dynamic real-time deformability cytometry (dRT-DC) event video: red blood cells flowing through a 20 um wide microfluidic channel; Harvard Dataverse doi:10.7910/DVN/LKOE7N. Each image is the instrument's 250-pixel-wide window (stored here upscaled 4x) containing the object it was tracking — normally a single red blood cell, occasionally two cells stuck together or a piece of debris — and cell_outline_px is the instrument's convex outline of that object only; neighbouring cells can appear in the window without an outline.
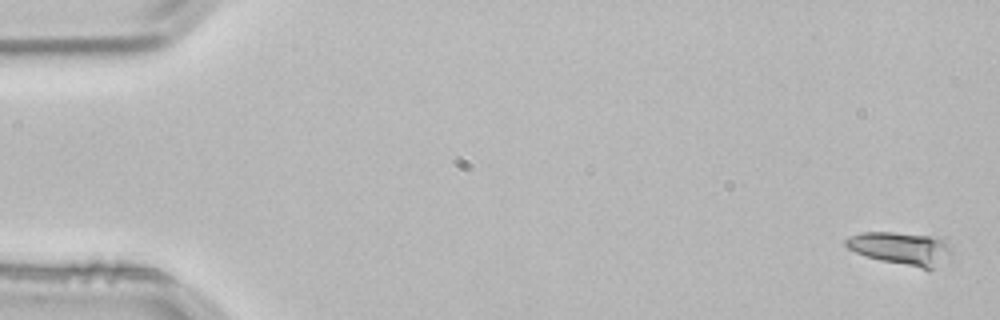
{"species": "common noctule bat (a hibernating species)", "species_latin": "Nyctalus noctula", "temperature_condition": "room temperature", "stored_images_in_passage": 4, "segment_of_instrument_passage": [2, 2], "camera_frame_rate_fps": 3000, "um_per_image_px": 0.085, "animal": {"sex": "male", "body_mass_g": 21.5, "forearm_length_mm": 52.0}, "frame": {"image": 1, "passage_image": 4, "time_ms": 1.0, "image_size_px": [1000, 320], "cell_outline_px": [[952, 256], [932, 268], [924, 268], [880, 260], [856, 252], [848, 248], [844, 244], [844, 240], [860, 232], [892, 232], [940, 236], [952, 248]], "centroid_in_image_um": [76.63, 21.08], "position_along_channel_um": 8.4, "area_um2": 20.17}}